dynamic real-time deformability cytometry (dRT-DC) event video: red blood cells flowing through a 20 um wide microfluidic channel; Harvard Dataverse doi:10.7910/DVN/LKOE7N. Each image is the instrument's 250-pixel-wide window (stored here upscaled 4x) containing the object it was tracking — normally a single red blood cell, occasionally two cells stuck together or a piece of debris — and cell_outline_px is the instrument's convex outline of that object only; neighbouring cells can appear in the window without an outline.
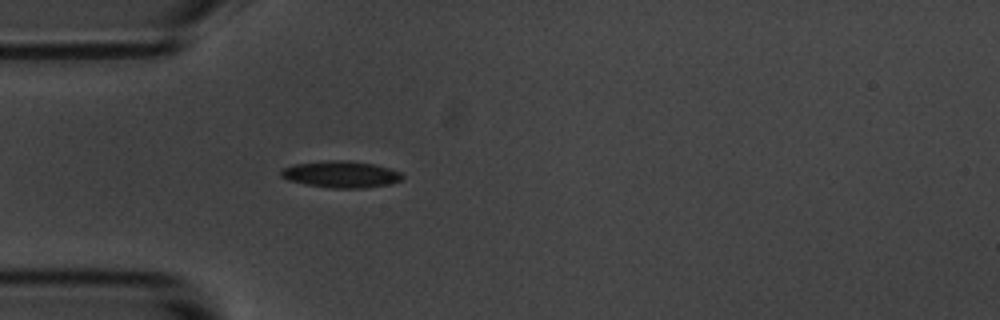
{"species": "common noctule bat (a hibernating species)", "species_latin": "Nyctalus noctula", "temperature_condition": "room temperature", "stored_images_in_passage": 3, "camera_frame_rate_fps": 3000, "um_per_image_px": 0.085, "animal": {"sex": "male", "body_mass_g": 20.1, "forearm_length_mm": 53.5}, "frame": {"image": 1, "passage_image": 3, "time_ms": 3.0, "image_size_px": [1000, 320], "cell_outline_px": [[404, 176], [400, 180], [388, 184], [364, 188], [332, 188], [304, 184], [288, 180], [280, 176], [280, 168], [292, 164], [332, 160], [348, 160], [372, 164], [388, 168], [400, 172]], "centroid_in_image_um": [28.92, 14.81], "position_along_channel_um": 56.1, "area_um2": 18.84}}